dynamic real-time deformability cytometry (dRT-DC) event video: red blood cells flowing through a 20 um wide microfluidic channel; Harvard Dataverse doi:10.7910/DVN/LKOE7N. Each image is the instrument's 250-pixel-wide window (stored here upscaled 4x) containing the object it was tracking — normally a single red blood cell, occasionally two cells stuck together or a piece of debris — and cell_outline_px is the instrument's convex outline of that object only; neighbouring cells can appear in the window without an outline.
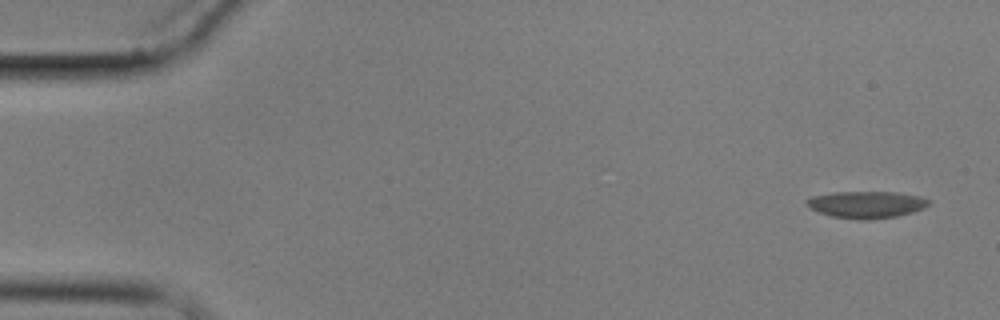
{"species": "common noctule bat (a hibernating species)", "species_latin": "Nyctalus noctula", "temperature_condition": "cold", "stored_images_in_passage": 3, "camera_frame_rate_fps": 3000, "um_per_image_px": 0.085, "animal": {"sex": "male", "body_mass_g": 17.9}, "frame": {"image": 1, "passage_image": 1, "time_ms": 0.0, "image_size_px": [1000, 320], "cell_outline_px": [[928, 204], [924, 208], [912, 212], [896, 216], [868, 220], [860, 220], [832, 216], [816, 212], [808, 208], [804, 204], [804, 200], [812, 196], [836, 192], [896, 192], [920, 196], [928, 200]], "centroid_in_image_um": [73.57, 17.39], "position_along_channel_um": 11.4, "area_um2": 19.25}}